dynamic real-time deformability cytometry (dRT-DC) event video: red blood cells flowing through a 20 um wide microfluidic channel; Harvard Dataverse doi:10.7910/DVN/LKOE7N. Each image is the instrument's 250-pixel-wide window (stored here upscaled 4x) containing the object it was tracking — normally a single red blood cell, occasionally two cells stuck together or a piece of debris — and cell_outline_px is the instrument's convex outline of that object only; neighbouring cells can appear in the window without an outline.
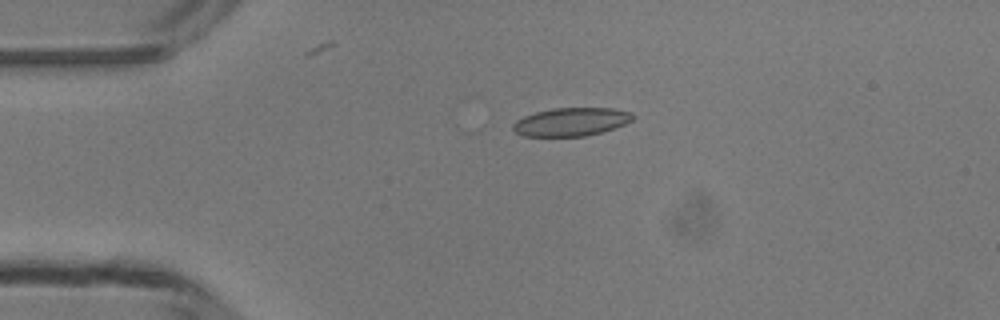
{"species": "common noctule bat (a hibernating species)", "species_latin": "Nyctalus noctula", "temperature_condition": "room temperature", "stored_images_in_passage": 39, "camera_frame_rate_fps": 3000, "um_per_image_px": 0.085, "animal": {"sex": "male", "body_mass_g": 13.3}, "frame": {"image": 1, "passage_image": 1, "time_ms": 0.0, "image_size_px": [1000, 320], "cell_outline_px": [[636, 116], [632, 120], [616, 128], [584, 136], [524, 136], [516, 132], [512, 128], [512, 124], [516, 120], [524, 116], [536, 112], [552, 108], [612, 108], [632, 112]], "centroid_in_image_um": [48.56, 10.35], "position_along_channel_um": 36.4, "area_um2": 19.77}}
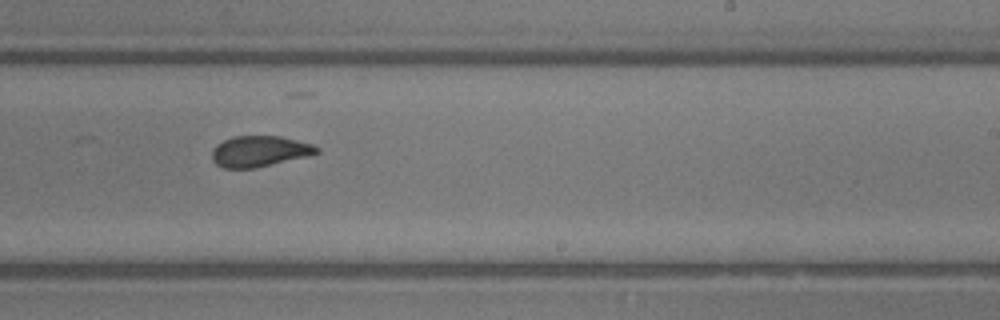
{"frame": {"image": 2, "passage_image": 20, "time_ms": 6.333, "image_size_px": [1000, 320], "cell_outline_px": [[320, 152], [312, 156], [256, 168], [224, 168], [216, 164], [212, 160], [212, 148], [216, 144], [232, 136], [280, 136], [312, 144], [320, 148]], "centroid_in_image_um": [22.09, 12.87], "position_along_channel_um": 266.9, "area_um2": 19.19}}
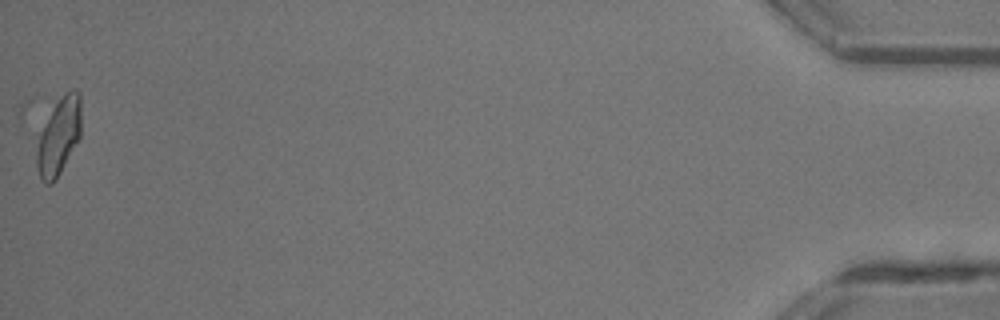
{"frame": {"image": 3, "passage_image": 39, "time_ms": 12.667, "image_size_px": [1000, 320], "cell_outline_px": [[80, 136], [56, 180], [52, 184], [44, 184], [40, 180], [36, 164], [36, 152], [40, 132], [56, 104], [64, 92], [72, 88], [76, 88], [80, 92]], "centroid_in_image_um": [5.0, 11.61], "position_along_channel_um": 430.2, "area_um2": 19.77}, "authors_computed_cell_mechanics": {"area_um2": 19.7676, "velocity_mm_per_s": 4.2024, "shape_relaxation_time_tau1_ms": 6.2232, "shape_relaxation_time_tau2_ms": 1.3577, "deformation_change_tau1": 0.134, "deformation_change_tau2": 0.0552}}